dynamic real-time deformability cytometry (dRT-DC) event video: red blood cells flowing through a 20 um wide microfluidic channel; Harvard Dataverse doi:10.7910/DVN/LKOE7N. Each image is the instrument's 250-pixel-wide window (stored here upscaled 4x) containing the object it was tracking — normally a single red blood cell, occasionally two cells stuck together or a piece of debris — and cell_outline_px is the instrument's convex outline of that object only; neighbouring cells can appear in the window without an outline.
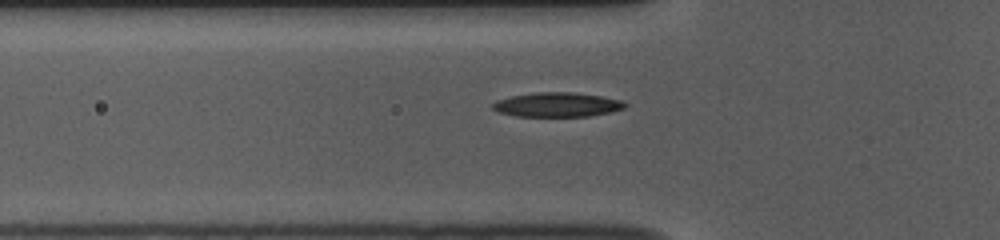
{"species": "common noctule bat (a hibernating species)", "species_latin": "Nyctalus noctula", "temperature_condition": "room temperature", "stored_images_in_passage": 40, "camera_frame_rate_fps": 3000, "um_per_image_px": 0.085, "animal": {"sex": "female", "body_mass_g": 10.0, "forearm_length_mm": 53.1}, "frame": {"image": 1, "passage_image": 9, "time_ms": 2.667, "image_size_px": [1000, 240], "cell_outline_px": [[628, 104], [624, 108], [612, 112], [588, 116], [516, 116], [500, 112], [492, 108], [492, 104], [496, 100], [512, 96], [536, 92], [572, 92], [600, 96], [624, 100]], "centroid_in_image_um": [47.4, 8.89], "position_along_channel_um": 78.4, "area_um2": 18.79}}
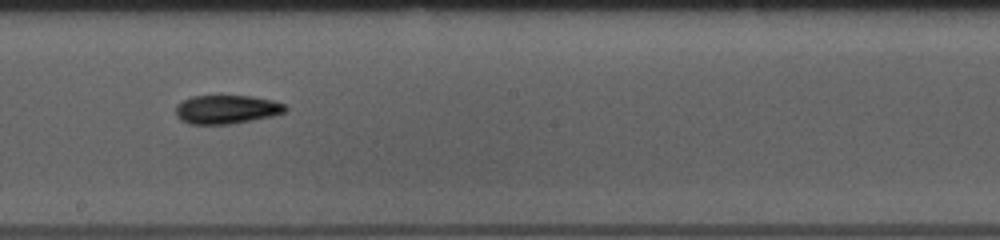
{"frame": {"image": 2, "passage_image": 21, "time_ms": 6.667, "image_size_px": [1000, 240], "cell_outline_px": [[288, 108], [284, 112], [272, 116], [232, 124], [192, 124], [180, 120], [176, 116], [176, 104], [192, 96], [252, 96], [272, 100], [284, 104]], "centroid_in_image_um": [19.25, 9.3], "position_along_channel_um": 229.0, "area_um2": 18.32}}
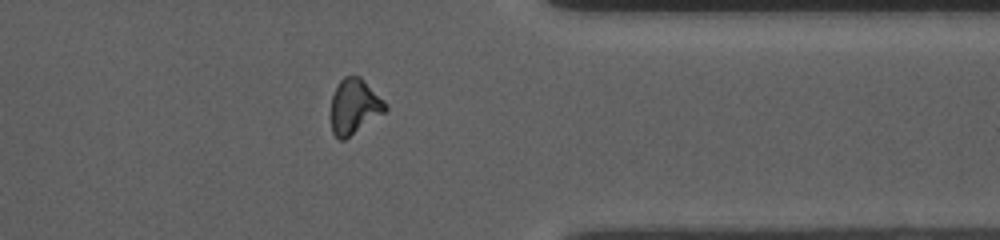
{"frame": {"image": 3, "passage_image": 34, "time_ms": 11.0, "image_size_px": [1000, 240], "cell_outline_px": [[388, 108], [384, 112], [344, 140], [340, 140], [332, 132], [332, 96], [340, 80], [344, 76], [360, 76], [388, 104]], "centroid_in_image_um": [30.13, 9.03], "position_along_channel_um": 381.3, "area_um2": 17.17}, "authors_computed_cell_mechanics": {"area_um2": 18.0047, "velocity_mm_per_s": 3.7454, "shape_relaxation_time_tau1_ms": 3.1358, "shape_relaxation_time_tau2_ms": null, "deformation_change_tau1": 0.1314, "deformation_change_tau2": null}}